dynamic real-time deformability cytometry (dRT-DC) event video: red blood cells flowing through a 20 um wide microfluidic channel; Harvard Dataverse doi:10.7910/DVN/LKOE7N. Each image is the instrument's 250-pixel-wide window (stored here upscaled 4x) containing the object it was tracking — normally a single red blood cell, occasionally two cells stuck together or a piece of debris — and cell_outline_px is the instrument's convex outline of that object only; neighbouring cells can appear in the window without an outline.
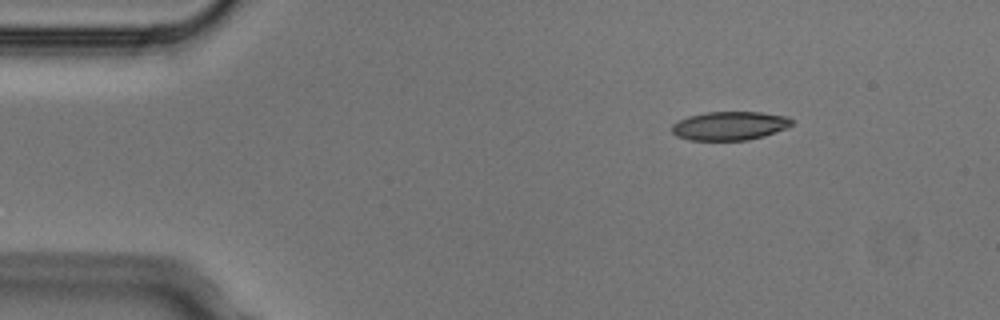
{"species": "Egyptian fruit bat (a non-hibernating species)", "species_latin": "Rousettus aegyptiacus", "temperature_condition": "cold", "stored_images_in_passage": 4, "camera_frame_rate_fps": 3000, "um_per_image_px": 0.085, "animal": {"sex": "male"}, "frame": {"image": 1, "passage_image": 2, "time_ms": 0.333, "image_size_px": [1000, 320], "cell_outline_px": [[792, 124], [788, 128], [764, 136], [748, 140], [688, 140], [676, 136], [672, 132], [672, 124], [688, 116], [708, 112], [760, 112], [788, 116], [792, 120]], "centroid_in_image_um": [62.04, 10.69], "position_along_channel_um": 23.0, "area_um2": 20.11}}